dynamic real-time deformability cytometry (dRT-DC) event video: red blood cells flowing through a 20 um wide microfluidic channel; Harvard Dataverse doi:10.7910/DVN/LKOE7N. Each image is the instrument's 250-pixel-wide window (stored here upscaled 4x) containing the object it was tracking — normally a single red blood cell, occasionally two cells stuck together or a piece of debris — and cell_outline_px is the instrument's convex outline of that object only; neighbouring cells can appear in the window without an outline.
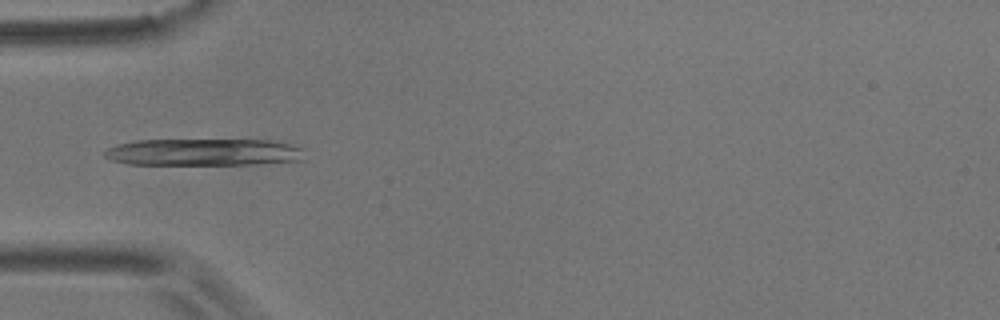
{"species": "common noctule bat (a hibernating species)", "species_latin": "Nyctalus noctula", "temperature_condition": "room temperature", "stored_images_in_passage": 10, "camera_frame_rate_fps": 3000, "um_per_image_px": 0.085, "animal": {"sex": "male", "body_mass_g": 17.9}, "frame": {"image": 1, "passage_image": 4, "time_ms": 1.0, "image_size_px": [1000, 320], "cell_outline_px": [[304, 160], [256, 164], [128, 164], [112, 160], [104, 156], [104, 152], [108, 148], [120, 144], [136, 140], [280, 140], [304, 148]], "centroid_in_image_um": [17.41, 12.93], "position_along_channel_um": 67.6, "area_um2": 31.67}}
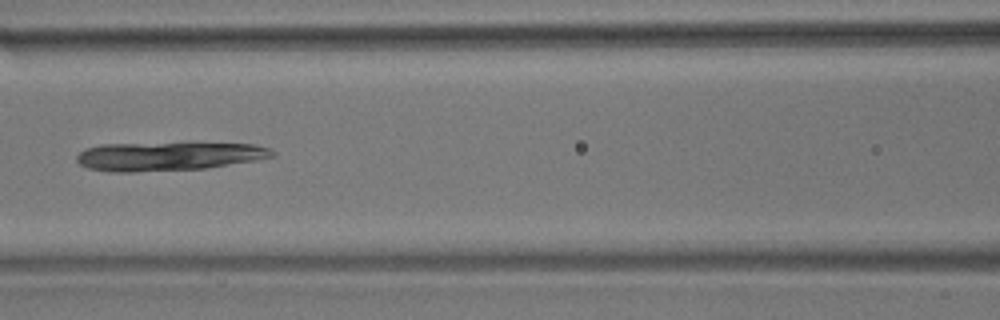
{"frame": {"image": 2, "passage_image": 6, "time_ms": 1.667, "image_size_px": [1000, 320], "cell_outline_px": [[276, 152], [272, 156], [256, 160], [204, 168], [132, 172], [108, 172], [88, 168], [80, 164], [76, 160], [76, 156], [80, 152], [88, 148], [100, 144], [256, 144], [272, 148]], "centroid_in_image_um": [14.29, 13.29], "position_along_channel_um": 152.3, "area_um2": 32.14}}
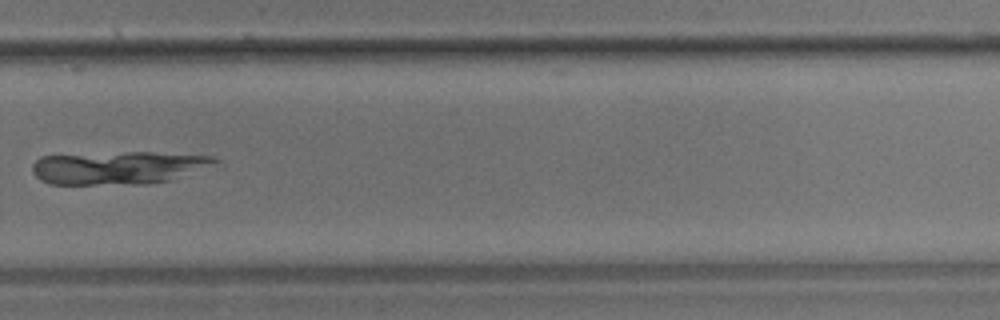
{"frame": {"image": 3, "passage_image": 10, "time_ms": 3.0, "image_size_px": [1000, 320], "cell_outline_px": [[220, 160], [172, 180], [148, 184], [48, 184], [40, 180], [32, 172], [32, 164], [40, 156], [128, 152], [152, 152], [212, 156]], "centroid_in_image_um": [9.97, 14.26], "position_along_channel_um": 319.8, "area_um2": 34.74}}